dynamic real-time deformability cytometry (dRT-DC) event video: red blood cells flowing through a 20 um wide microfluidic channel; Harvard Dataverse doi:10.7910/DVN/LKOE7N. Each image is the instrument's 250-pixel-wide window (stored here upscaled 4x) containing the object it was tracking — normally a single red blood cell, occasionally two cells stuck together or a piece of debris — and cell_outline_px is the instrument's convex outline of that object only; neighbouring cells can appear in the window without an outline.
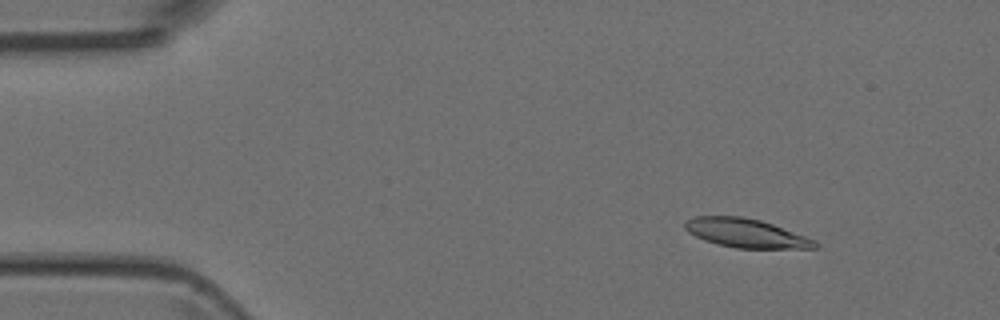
{"species": "Egyptian fruit bat (a non-hibernating species)", "species_latin": "Rousettus aegyptiacus", "temperature_condition": "room temperature", "stored_images_in_passage": 49, "camera_frame_rate_fps": 3000, "um_per_image_px": 0.085, "animal": {"sex": "female"}, "frame": {"image": 1, "passage_image": 5, "time_ms": 1.333, "image_size_px": [1000, 320], "cell_outline_px": [[820, 244], [816, 248], [736, 248], [716, 244], [704, 240], [688, 232], [684, 228], [684, 224], [688, 220], [696, 216], [740, 216], [760, 220], [772, 224], [816, 240]], "centroid_in_image_um": [63.41, 19.82], "position_along_channel_um": 21.6, "area_um2": 21.73}}
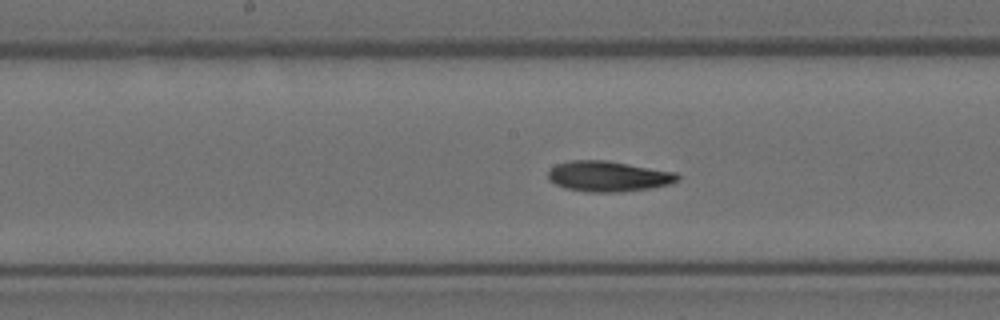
{"frame": {"image": 2, "passage_image": 24, "time_ms": 7.667, "image_size_px": [1000, 320], "cell_outline_px": [[680, 180], [672, 184], [652, 188], [616, 192], [584, 192], [564, 188], [548, 180], [548, 172], [556, 164], [572, 160], [608, 160], [676, 172], [680, 176]], "centroid_in_image_um": [51.73, 14.99], "position_along_channel_um": 196.5, "area_um2": 23.29}}
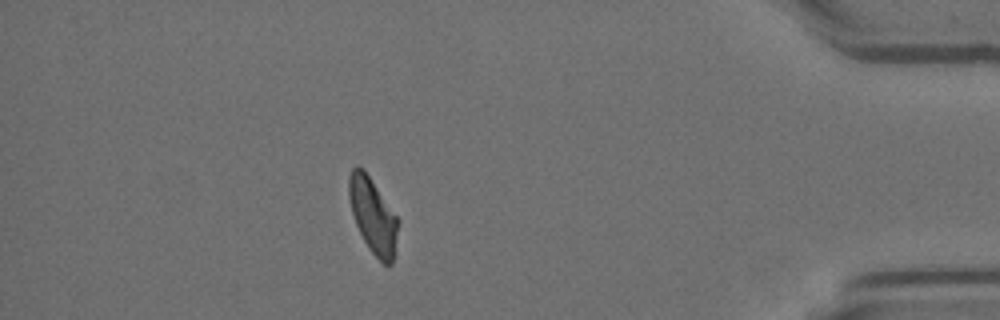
{"frame": {"image": 3, "passage_image": 43, "time_ms": 14.0, "image_size_px": [1000, 320], "cell_outline_px": [[400, 220], [392, 264], [388, 268], [368, 248], [356, 224], [352, 212], [348, 196], [348, 176], [352, 168], [356, 164], [368, 176]], "centroid_in_image_um": [31.7, 18.36], "position_along_channel_um": 403.5, "area_um2": 21.33}}